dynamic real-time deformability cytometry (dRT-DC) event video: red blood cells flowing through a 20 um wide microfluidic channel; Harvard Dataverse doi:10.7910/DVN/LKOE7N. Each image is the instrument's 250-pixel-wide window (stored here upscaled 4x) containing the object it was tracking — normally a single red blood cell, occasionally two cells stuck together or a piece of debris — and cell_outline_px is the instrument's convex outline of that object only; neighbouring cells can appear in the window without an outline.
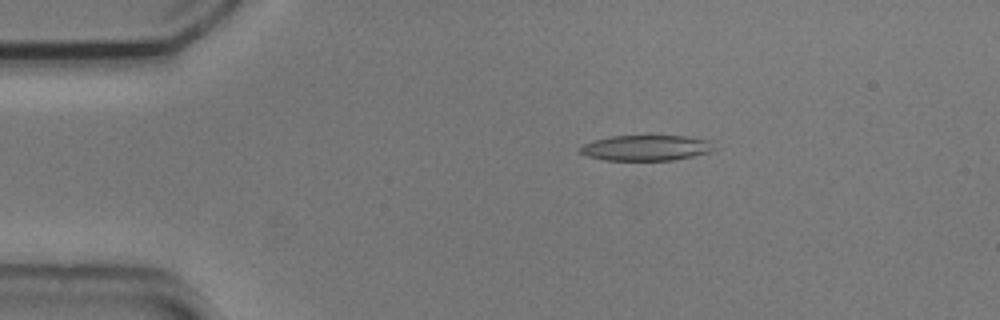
{"species": "common noctule bat (a hibernating species)", "species_latin": "Nyctalus noctula", "temperature_condition": "cold", "stored_images_in_passage": 9, "camera_frame_rate_fps": 3000, "um_per_image_px": 0.085, "animal": {"sex": "male", "body_mass_g": 20.5, "forearm_length_mm": 52.5}, "frame": {"image": 1, "passage_image": 3, "time_ms": 0.667, "image_size_px": [1000, 320], "cell_outline_px": [[720, 148], [708, 152], [692, 156], [672, 160], [604, 160], [588, 156], [580, 152], [580, 148], [584, 144], [592, 140], [612, 136], [688, 136], [712, 140]], "centroid_in_image_um": [55.0, 12.56], "position_along_channel_um": 30.0, "area_um2": 20.11}}
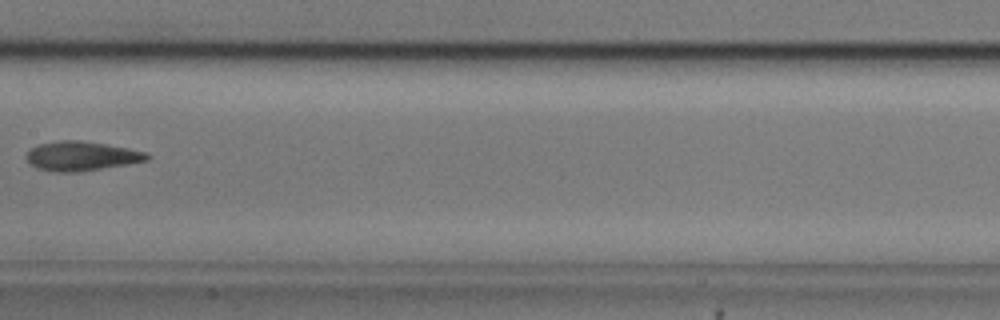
{"frame": {"image": 2, "passage_image": 8, "time_ms": 2.333, "image_size_px": [1000, 320], "cell_outline_px": [[152, 156], [148, 160], [128, 164], [80, 172], [56, 172], [36, 168], [28, 160], [28, 152], [32, 148], [40, 144], [60, 140], [80, 140], [128, 148], [148, 152]], "centroid_in_image_um": [6.98, 13.27], "position_along_channel_um": 200.4, "area_um2": 20.52}}